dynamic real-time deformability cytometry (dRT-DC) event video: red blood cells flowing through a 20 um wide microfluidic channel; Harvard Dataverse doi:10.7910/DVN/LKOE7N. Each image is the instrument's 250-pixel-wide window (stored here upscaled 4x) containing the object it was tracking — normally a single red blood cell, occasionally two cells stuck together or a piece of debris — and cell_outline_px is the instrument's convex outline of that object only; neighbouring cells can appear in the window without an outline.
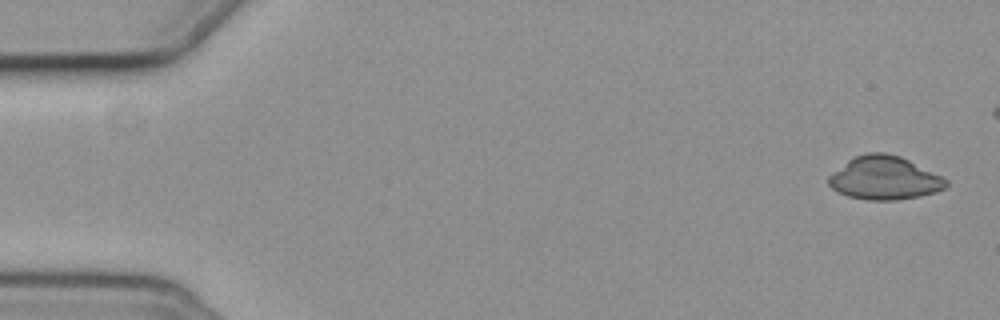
{"species": "common noctule bat (a hibernating species)", "species_latin": "Nyctalus noctula", "temperature_condition": "cold", "stored_images_in_passage": 5, "camera_frame_rate_fps": 3000, "um_per_image_px": 0.085, "animal": {"sex": "female", "body_mass_g": 19.3, "forearm_length_mm": 54.1}, "frame": {"image": 1, "passage_image": 1, "time_ms": 0.0, "image_size_px": [1000, 320], "cell_outline_px": [[948, 184], [944, 188], [936, 192], [920, 196], [896, 200], [868, 200], [848, 196], [836, 192], [828, 184], [828, 176], [832, 172], [852, 156], [868, 152], [888, 152], [900, 156], [948, 180]], "centroid_in_image_um": [75.13, 15.12], "position_along_channel_um": 9.9, "area_um2": 29.77}}